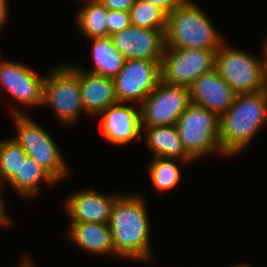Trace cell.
<instances>
[{"mask_svg": "<svg viewBox=\"0 0 267 267\" xmlns=\"http://www.w3.org/2000/svg\"><path fill=\"white\" fill-rule=\"evenodd\" d=\"M146 207L142 194H122L115 201L108 225L117 257L139 261L152 260Z\"/></svg>", "mask_w": 267, "mask_h": 267, "instance_id": "obj_1", "label": "cell"}, {"mask_svg": "<svg viewBox=\"0 0 267 267\" xmlns=\"http://www.w3.org/2000/svg\"><path fill=\"white\" fill-rule=\"evenodd\" d=\"M266 122L267 88L255 93L237 94L233 104L219 117L222 152L227 157L242 152Z\"/></svg>", "mask_w": 267, "mask_h": 267, "instance_id": "obj_2", "label": "cell"}, {"mask_svg": "<svg viewBox=\"0 0 267 267\" xmlns=\"http://www.w3.org/2000/svg\"><path fill=\"white\" fill-rule=\"evenodd\" d=\"M202 10L192 0H185L169 12L165 47L218 50L225 41Z\"/></svg>", "mask_w": 267, "mask_h": 267, "instance_id": "obj_3", "label": "cell"}, {"mask_svg": "<svg viewBox=\"0 0 267 267\" xmlns=\"http://www.w3.org/2000/svg\"><path fill=\"white\" fill-rule=\"evenodd\" d=\"M17 130L12 137L57 183L69 174L68 166L49 133L30 115L13 107L10 111Z\"/></svg>", "mask_w": 267, "mask_h": 267, "instance_id": "obj_4", "label": "cell"}, {"mask_svg": "<svg viewBox=\"0 0 267 267\" xmlns=\"http://www.w3.org/2000/svg\"><path fill=\"white\" fill-rule=\"evenodd\" d=\"M43 82V104L54 109L61 124L75 125L80 113H84L80 68L70 63H59L50 69Z\"/></svg>", "mask_w": 267, "mask_h": 267, "instance_id": "obj_5", "label": "cell"}, {"mask_svg": "<svg viewBox=\"0 0 267 267\" xmlns=\"http://www.w3.org/2000/svg\"><path fill=\"white\" fill-rule=\"evenodd\" d=\"M224 42L215 54V69L237 93H255L267 88L265 55L262 58L227 46Z\"/></svg>", "mask_w": 267, "mask_h": 267, "instance_id": "obj_6", "label": "cell"}, {"mask_svg": "<svg viewBox=\"0 0 267 267\" xmlns=\"http://www.w3.org/2000/svg\"><path fill=\"white\" fill-rule=\"evenodd\" d=\"M185 151L195 160L214 152L227 157L219 143V116L190 103L176 122Z\"/></svg>", "mask_w": 267, "mask_h": 267, "instance_id": "obj_7", "label": "cell"}, {"mask_svg": "<svg viewBox=\"0 0 267 267\" xmlns=\"http://www.w3.org/2000/svg\"><path fill=\"white\" fill-rule=\"evenodd\" d=\"M216 51L165 47L160 62L161 81L189 88L200 75L215 69Z\"/></svg>", "mask_w": 267, "mask_h": 267, "instance_id": "obj_8", "label": "cell"}, {"mask_svg": "<svg viewBox=\"0 0 267 267\" xmlns=\"http://www.w3.org/2000/svg\"><path fill=\"white\" fill-rule=\"evenodd\" d=\"M189 104L188 87L160 81L139 105L140 127L176 125Z\"/></svg>", "mask_w": 267, "mask_h": 267, "instance_id": "obj_9", "label": "cell"}, {"mask_svg": "<svg viewBox=\"0 0 267 267\" xmlns=\"http://www.w3.org/2000/svg\"><path fill=\"white\" fill-rule=\"evenodd\" d=\"M119 103L139 106L161 81L160 62L146 59L125 60L113 78Z\"/></svg>", "mask_w": 267, "mask_h": 267, "instance_id": "obj_10", "label": "cell"}, {"mask_svg": "<svg viewBox=\"0 0 267 267\" xmlns=\"http://www.w3.org/2000/svg\"><path fill=\"white\" fill-rule=\"evenodd\" d=\"M44 79L30 66L8 59L0 61V85L25 108L43 104Z\"/></svg>", "mask_w": 267, "mask_h": 267, "instance_id": "obj_11", "label": "cell"}, {"mask_svg": "<svg viewBox=\"0 0 267 267\" xmlns=\"http://www.w3.org/2000/svg\"><path fill=\"white\" fill-rule=\"evenodd\" d=\"M165 30L129 26L111 36L125 60L146 59L161 62L165 48Z\"/></svg>", "mask_w": 267, "mask_h": 267, "instance_id": "obj_12", "label": "cell"}, {"mask_svg": "<svg viewBox=\"0 0 267 267\" xmlns=\"http://www.w3.org/2000/svg\"><path fill=\"white\" fill-rule=\"evenodd\" d=\"M137 105L116 103L107 107L101 116V129L104 138L112 144L125 145L142 139L140 127V110Z\"/></svg>", "mask_w": 267, "mask_h": 267, "instance_id": "obj_13", "label": "cell"}, {"mask_svg": "<svg viewBox=\"0 0 267 267\" xmlns=\"http://www.w3.org/2000/svg\"><path fill=\"white\" fill-rule=\"evenodd\" d=\"M121 195H106L91 189L79 190L67 197L64 207L70 223L108 224L112 207Z\"/></svg>", "mask_w": 267, "mask_h": 267, "instance_id": "obj_14", "label": "cell"}, {"mask_svg": "<svg viewBox=\"0 0 267 267\" xmlns=\"http://www.w3.org/2000/svg\"><path fill=\"white\" fill-rule=\"evenodd\" d=\"M189 95L190 103L206 108L220 117L233 104L237 93L213 69L193 81Z\"/></svg>", "mask_w": 267, "mask_h": 267, "instance_id": "obj_15", "label": "cell"}, {"mask_svg": "<svg viewBox=\"0 0 267 267\" xmlns=\"http://www.w3.org/2000/svg\"><path fill=\"white\" fill-rule=\"evenodd\" d=\"M80 88L83 109L87 115L96 117L110 105L118 103L113 78L80 69Z\"/></svg>", "mask_w": 267, "mask_h": 267, "instance_id": "obj_16", "label": "cell"}, {"mask_svg": "<svg viewBox=\"0 0 267 267\" xmlns=\"http://www.w3.org/2000/svg\"><path fill=\"white\" fill-rule=\"evenodd\" d=\"M69 239L84 252L97 255H116L112 232L104 223H69Z\"/></svg>", "mask_w": 267, "mask_h": 267, "instance_id": "obj_17", "label": "cell"}, {"mask_svg": "<svg viewBox=\"0 0 267 267\" xmlns=\"http://www.w3.org/2000/svg\"><path fill=\"white\" fill-rule=\"evenodd\" d=\"M145 139L142 140L151 150L153 157L176 158L183 161H195L186 151L180 139L176 125L143 127Z\"/></svg>", "mask_w": 267, "mask_h": 267, "instance_id": "obj_18", "label": "cell"}, {"mask_svg": "<svg viewBox=\"0 0 267 267\" xmlns=\"http://www.w3.org/2000/svg\"><path fill=\"white\" fill-rule=\"evenodd\" d=\"M89 40L93 42V45H91L93 67L88 71H84L99 76L115 78L122 69L125 59L121 52L114 46L111 36Z\"/></svg>", "mask_w": 267, "mask_h": 267, "instance_id": "obj_19", "label": "cell"}, {"mask_svg": "<svg viewBox=\"0 0 267 267\" xmlns=\"http://www.w3.org/2000/svg\"><path fill=\"white\" fill-rule=\"evenodd\" d=\"M41 181L49 185L57 182L32 158L23 161L20 171L7 183L22 197H32L40 193Z\"/></svg>", "mask_w": 267, "mask_h": 267, "instance_id": "obj_20", "label": "cell"}, {"mask_svg": "<svg viewBox=\"0 0 267 267\" xmlns=\"http://www.w3.org/2000/svg\"><path fill=\"white\" fill-rule=\"evenodd\" d=\"M84 5L77 13L76 23L88 39L106 37L108 9L98 0H83Z\"/></svg>", "mask_w": 267, "mask_h": 267, "instance_id": "obj_21", "label": "cell"}, {"mask_svg": "<svg viewBox=\"0 0 267 267\" xmlns=\"http://www.w3.org/2000/svg\"><path fill=\"white\" fill-rule=\"evenodd\" d=\"M183 164H188L193 161H183L176 158H162L153 157L149 163L148 174L149 179L155 190L159 192H169L174 189L180 183L181 172L178 167L179 162Z\"/></svg>", "mask_w": 267, "mask_h": 267, "instance_id": "obj_22", "label": "cell"}, {"mask_svg": "<svg viewBox=\"0 0 267 267\" xmlns=\"http://www.w3.org/2000/svg\"><path fill=\"white\" fill-rule=\"evenodd\" d=\"M129 15L132 26L166 30L168 14L163 9L149 2L135 0Z\"/></svg>", "mask_w": 267, "mask_h": 267, "instance_id": "obj_23", "label": "cell"}, {"mask_svg": "<svg viewBox=\"0 0 267 267\" xmlns=\"http://www.w3.org/2000/svg\"><path fill=\"white\" fill-rule=\"evenodd\" d=\"M27 157V153L14 139L0 140V182L8 183L20 171Z\"/></svg>", "mask_w": 267, "mask_h": 267, "instance_id": "obj_24", "label": "cell"}, {"mask_svg": "<svg viewBox=\"0 0 267 267\" xmlns=\"http://www.w3.org/2000/svg\"><path fill=\"white\" fill-rule=\"evenodd\" d=\"M106 19L108 36H112L131 26L130 15L127 11L108 10Z\"/></svg>", "mask_w": 267, "mask_h": 267, "instance_id": "obj_25", "label": "cell"}, {"mask_svg": "<svg viewBox=\"0 0 267 267\" xmlns=\"http://www.w3.org/2000/svg\"><path fill=\"white\" fill-rule=\"evenodd\" d=\"M108 10L129 12L135 0H98Z\"/></svg>", "mask_w": 267, "mask_h": 267, "instance_id": "obj_26", "label": "cell"}, {"mask_svg": "<svg viewBox=\"0 0 267 267\" xmlns=\"http://www.w3.org/2000/svg\"><path fill=\"white\" fill-rule=\"evenodd\" d=\"M149 2L159 8L163 9L167 14L173 11L178 5L182 4L185 0H141Z\"/></svg>", "mask_w": 267, "mask_h": 267, "instance_id": "obj_27", "label": "cell"}, {"mask_svg": "<svg viewBox=\"0 0 267 267\" xmlns=\"http://www.w3.org/2000/svg\"><path fill=\"white\" fill-rule=\"evenodd\" d=\"M4 186H5V184L0 182V219L8 226V225L12 224V220H11V217L7 214L6 207L4 206L5 202L3 199V195L1 193L2 192L1 190H3Z\"/></svg>", "mask_w": 267, "mask_h": 267, "instance_id": "obj_28", "label": "cell"}, {"mask_svg": "<svg viewBox=\"0 0 267 267\" xmlns=\"http://www.w3.org/2000/svg\"><path fill=\"white\" fill-rule=\"evenodd\" d=\"M8 15V3L7 0H0V29H2V25L7 21Z\"/></svg>", "mask_w": 267, "mask_h": 267, "instance_id": "obj_29", "label": "cell"}, {"mask_svg": "<svg viewBox=\"0 0 267 267\" xmlns=\"http://www.w3.org/2000/svg\"><path fill=\"white\" fill-rule=\"evenodd\" d=\"M19 267H35L29 256H25L21 261Z\"/></svg>", "mask_w": 267, "mask_h": 267, "instance_id": "obj_30", "label": "cell"}, {"mask_svg": "<svg viewBox=\"0 0 267 267\" xmlns=\"http://www.w3.org/2000/svg\"><path fill=\"white\" fill-rule=\"evenodd\" d=\"M231 267H252V265L250 263L249 264L248 263L247 264L243 263V264H240V265H237V264L236 265H232Z\"/></svg>", "mask_w": 267, "mask_h": 267, "instance_id": "obj_31", "label": "cell"}, {"mask_svg": "<svg viewBox=\"0 0 267 267\" xmlns=\"http://www.w3.org/2000/svg\"><path fill=\"white\" fill-rule=\"evenodd\" d=\"M264 46H263V53L265 54L267 52V34L265 36Z\"/></svg>", "mask_w": 267, "mask_h": 267, "instance_id": "obj_32", "label": "cell"}, {"mask_svg": "<svg viewBox=\"0 0 267 267\" xmlns=\"http://www.w3.org/2000/svg\"><path fill=\"white\" fill-rule=\"evenodd\" d=\"M264 55H265L266 77H267V52Z\"/></svg>", "mask_w": 267, "mask_h": 267, "instance_id": "obj_33", "label": "cell"}, {"mask_svg": "<svg viewBox=\"0 0 267 267\" xmlns=\"http://www.w3.org/2000/svg\"><path fill=\"white\" fill-rule=\"evenodd\" d=\"M1 226H7V225L0 219V227Z\"/></svg>", "mask_w": 267, "mask_h": 267, "instance_id": "obj_34", "label": "cell"}]
</instances>
